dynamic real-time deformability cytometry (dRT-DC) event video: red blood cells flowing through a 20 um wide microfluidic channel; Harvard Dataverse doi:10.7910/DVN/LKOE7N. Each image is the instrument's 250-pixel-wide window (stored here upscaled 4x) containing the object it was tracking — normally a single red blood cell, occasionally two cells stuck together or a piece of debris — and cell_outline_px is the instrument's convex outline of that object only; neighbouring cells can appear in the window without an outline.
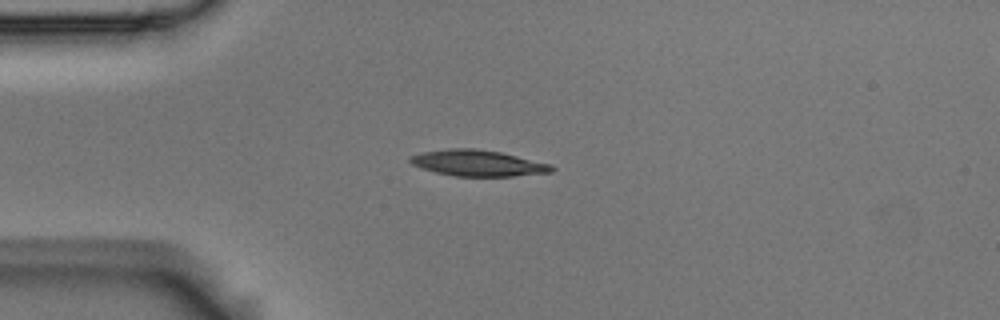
{"species": "Egyptian fruit bat (a non-hibernating species)", "species_latin": "Rousettus aegyptiacus", "temperature_condition": "room temperature", "stored_images_in_passage": 7, "camera_frame_rate_fps": 3000, "um_per_image_px": 0.085, "animal": {"sex": "male"}, "frame": {"image": 1, "passage_image": 3, "time_ms": 0.667, "image_size_px": [1000, 320], "cell_outline_px": [[556, 168], [552, 172], [512, 176], [456, 176], [436, 172], [412, 164], [408, 160], [408, 156], [424, 152], [448, 148], [476, 148], [500, 152], [552, 164]], "centroid_in_image_um": [40.64, 13.85], "position_along_channel_um": 44.4, "area_um2": 21.44}}
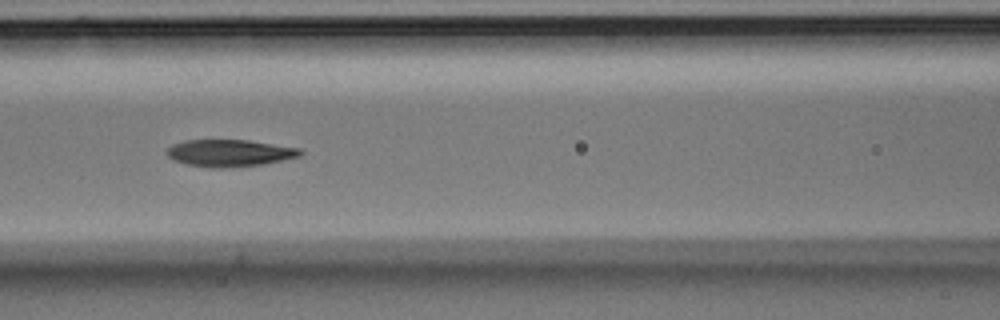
{"frame": {"image": 2, "passage_image": 6, "time_ms": 1.667, "image_size_px": [1000, 320], "cell_outline_px": [[304, 152], [300, 156], [260, 164], [224, 168], [208, 168], [188, 164], [172, 160], [168, 156], [168, 148], [172, 144], [184, 140], [248, 140], [300, 148]], "centroid_in_image_um": [19.49, 13.0], "position_along_channel_um": 147.1, "area_um2": 20.87}}
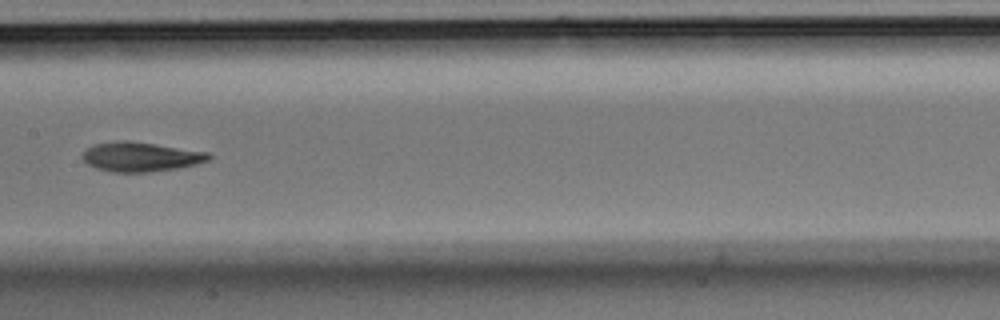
{"frame": {"image": 3, "passage_image": 7, "time_ms": 2.0, "image_size_px": [1000, 320], "cell_outline_px": [[212, 156], [208, 160], [196, 164], [180, 168], [148, 172], [112, 172], [96, 168], [88, 164], [84, 160], [84, 148], [92, 144], [116, 140], [128, 140], [156, 144], [208, 152]], "centroid_in_image_um": [11.94, 13.32], "position_along_channel_um": 195.5, "area_um2": 21.79}}